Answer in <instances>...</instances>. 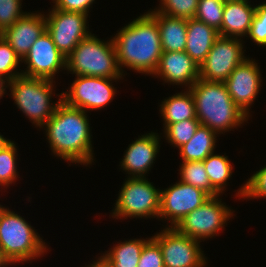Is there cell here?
Wrapping results in <instances>:
<instances>
[{"label": "cell", "mask_w": 266, "mask_h": 267, "mask_svg": "<svg viewBox=\"0 0 266 267\" xmlns=\"http://www.w3.org/2000/svg\"><path fill=\"white\" fill-rule=\"evenodd\" d=\"M47 247L22 216L0 204V248L12 264L38 259Z\"/></svg>", "instance_id": "277c9868"}, {"label": "cell", "mask_w": 266, "mask_h": 267, "mask_svg": "<svg viewBox=\"0 0 266 267\" xmlns=\"http://www.w3.org/2000/svg\"><path fill=\"white\" fill-rule=\"evenodd\" d=\"M147 239V240H146ZM130 239L120 243L101 254L109 267H138L141 251L150 239Z\"/></svg>", "instance_id": "cb8c5ba5"}, {"label": "cell", "mask_w": 266, "mask_h": 267, "mask_svg": "<svg viewBox=\"0 0 266 267\" xmlns=\"http://www.w3.org/2000/svg\"><path fill=\"white\" fill-rule=\"evenodd\" d=\"M152 238L159 244L165 267H206L200 242L166 227Z\"/></svg>", "instance_id": "9c48e42d"}, {"label": "cell", "mask_w": 266, "mask_h": 267, "mask_svg": "<svg viewBox=\"0 0 266 267\" xmlns=\"http://www.w3.org/2000/svg\"><path fill=\"white\" fill-rule=\"evenodd\" d=\"M218 197H209L200 207L181 219L174 228L199 242L217 236L224 224L234 216L232 208L227 207Z\"/></svg>", "instance_id": "ba28073f"}, {"label": "cell", "mask_w": 266, "mask_h": 267, "mask_svg": "<svg viewBox=\"0 0 266 267\" xmlns=\"http://www.w3.org/2000/svg\"><path fill=\"white\" fill-rule=\"evenodd\" d=\"M11 142H12L11 140L4 138L3 135L0 134V150L5 148Z\"/></svg>", "instance_id": "f35d334b"}, {"label": "cell", "mask_w": 266, "mask_h": 267, "mask_svg": "<svg viewBox=\"0 0 266 267\" xmlns=\"http://www.w3.org/2000/svg\"><path fill=\"white\" fill-rule=\"evenodd\" d=\"M180 165L181 182L201 189L210 197L220 196L209 181L203 161H182Z\"/></svg>", "instance_id": "484cf974"}, {"label": "cell", "mask_w": 266, "mask_h": 267, "mask_svg": "<svg viewBox=\"0 0 266 267\" xmlns=\"http://www.w3.org/2000/svg\"><path fill=\"white\" fill-rule=\"evenodd\" d=\"M243 39L219 36L200 65V79L224 82L247 57Z\"/></svg>", "instance_id": "30bf717a"}, {"label": "cell", "mask_w": 266, "mask_h": 267, "mask_svg": "<svg viewBox=\"0 0 266 267\" xmlns=\"http://www.w3.org/2000/svg\"><path fill=\"white\" fill-rule=\"evenodd\" d=\"M21 1L22 0H0V34L26 13L21 9Z\"/></svg>", "instance_id": "836d02e7"}, {"label": "cell", "mask_w": 266, "mask_h": 267, "mask_svg": "<svg viewBox=\"0 0 266 267\" xmlns=\"http://www.w3.org/2000/svg\"><path fill=\"white\" fill-rule=\"evenodd\" d=\"M210 196L192 185L181 181L161 190L158 218L170 221L167 227H175L187 214L200 207Z\"/></svg>", "instance_id": "4fadbf2b"}, {"label": "cell", "mask_w": 266, "mask_h": 267, "mask_svg": "<svg viewBox=\"0 0 266 267\" xmlns=\"http://www.w3.org/2000/svg\"><path fill=\"white\" fill-rule=\"evenodd\" d=\"M46 31L42 13L26 12L12 26L0 34L22 60L35 41Z\"/></svg>", "instance_id": "ac0fdd59"}, {"label": "cell", "mask_w": 266, "mask_h": 267, "mask_svg": "<svg viewBox=\"0 0 266 267\" xmlns=\"http://www.w3.org/2000/svg\"><path fill=\"white\" fill-rule=\"evenodd\" d=\"M75 76L122 78L113 39L102 41L90 33L66 58V69Z\"/></svg>", "instance_id": "5b68a950"}, {"label": "cell", "mask_w": 266, "mask_h": 267, "mask_svg": "<svg viewBox=\"0 0 266 267\" xmlns=\"http://www.w3.org/2000/svg\"><path fill=\"white\" fill-rule=\"evenodd\" d=\"M225 1L198 0L194 18L219 31L221 29Z\"/></svg>", "instance_id": "83f0119b"}, {"label": "cell", "mask_w": 266, "mask_h": 267, "mask_svg": "<svg viewBox=\"0 0 266 267\" xmlns=\"http://www.w3.org/2000/svg\"><path fill=\"white\" fill-rule=\"evenodd\" d=\"M219 36V32L206 23L195 18L187 19L185 52L200 66Z\"/></svg>", "instance_id": "44dd1931"}, {"label": "cell", "mask_w": 266, "mask_h": 267, "mask_svg": "<svg viewBox=\"0 0 266 267\" xmlns=\"http://www.w3.org/2000/svg\"><path fill=\"white\" fill-rule=\"evenodd\" d=\"M159 143L160 137L154 132L136 138L124 153L121 169L128 173V177H146L161 147Z\"/></svg>", "instance_id": "e0dca14e"}, {"label": "cell", "mask_w": 266, "mask_h": 267, "mask_svg": "<svg viewBox=\"0 0 266 267\" xmlns=\"http://www.w3.org/2000/svg\"><path fill=\"white\" fill-rule=\"evenodd\" d=\"M204 166L212 187L221 195L228 180L232 177L233 165L228 156L211 153L204 161Z\"/></svg>", "instance_id": "d4e9b609"}, {"label": "cell", "mask_w": 266, "mask_h": 267, "mask_svg": "<svg viewBox=\"0 0 266 267\" xmlns=\"http://www.w3.org/2000/svg\"><path fill=\"white\" fill-rule=\"evenodd\" d=\"M112 39L122 74L123 67L139 74H154L163 51L158 25L148 13L133 19Z\"/></svg>", "instance_id": "7a4b0ae2"}, {"label": "cell", "mask_w": 266, "mask_h": 267, "mask_svg": "<svg viewBox=\"0 0 266 267\" xmlns=\"http://www.w3.org/2000/svg\"><path fill=\"white\" fill-rule=\"evenodd\" d=\"M138 267H165L159 244L152 237L141 251Z\"/></svg>", "instance_id": "e575fe53"}, {"label": "cell", "mask_w": 266, "mask_h": 267, "mask_svg": "<svg viewBox=\"0 0 266 267\" xmlns=\"http://www.w3.org/2000/svg\"><path fill=\"white\" fill-rule=\"evenodd\" d=\"M256 6L249 0H226L223 10L220 36L243 38L249 33Z\"/></svg>", "instance_id": "d6986e66"}, {"label": "cell", "mask_w": 266, "mask_h": 267, "mask_svg": "<svg viewBox=\"0 0 266 267\" xmlns=\"http://www.w3.org/2000/svg\"><path fill=\"white\" fill-rule=\"evenodd\" d=\"M261 69L255 59L246 58L224 81L233 102L249 117L250 106L262 87Z\"/></svg>", "instance_id": "9a60e30c"}, {"label": "cell", "mask_w": 266, "mask_h": 267, "mask_svg": "<svg viewBox=\"0 0 266 267\" xmlns=\"http://www.w3.org/2000/svg\"><path fill=\"white\" fill-rule=\"evenodd\" d=\"M27 65L22 75L53 80L59 70L66 69V58L57 49L50 34L45 31L22 59Z\"/></svg>", "instance_id": "5bb4252c"}, {"label": "cell", "mask_w": 266, "mask_h": 267, "mask_svg": "<svg viewBox=\"0 0 266 267\" xmlns=\"http://www.w3.org/2000/svg\"><path fill=\"white\" fill-rule=\"evenodd\" d=\"M95 0H55L53 8L71 11L81 12L88 15L89 8Z\"/></svg>", "instance_id": "d590c367"}, {"label": "cell", "mask_w": 266, "mask_h": 267, "mask_svg": "<svg viewBox=\"0 0 266 267\" xmlns=\"http://www.w3.org/2000/svg\"><path fill=\"white\" fill-rule=\"evenodd\" d=\"M12 265L11 261L5 256L4 252L0 248V267H7Z\"/></svg>", "instance_id": "74e56055"}, {"label": "cell", "mask_w": 266, "mask_h": 267, "mask_svg": "<svg viewBox=\"0 0 266 267\" xmlns=\"http://www.w3.org/2000/svg\"><path fill=\"white\" fill-rule=\"evenodd\" d=\"M215 131L208 126L199 125L194 136L184 145L179 147L182 161H204L216 148Z\"/></svg>", "instance_id": "603a6c76"}, {"label": "cell", "mask_w": 266, "mask_h": 267, "mask_svg": "<svg viewBox=\"0 0 266 267\" xmlns=\"http://www.w3.org/2000/svg\"><path fill=\"white\" fill-rule=\"evenodd\" d=\"M200 122L197 118L169 124L163 131L168 143L174 147H181L195 134Z\"/></svg>", "instance_id": "4316f807"}, {"label": "cell", "mask_w": 266, "mask_h": 267, "mask_svg": "<svg viewBox=\"0 0 266 267\" xmlns=\"http://www.w3.org/2000/svg\"><path fill=\"white\" fill-rule=\"evenodd\" d=\"M160 6L155 8L159 13L190 19L194 18L198 0H160Z\"/></svg>", "instance_id": "4dcf8cb0"}, {"label": "cell", "mask_w": 266, "mask_h": 267, "mask_svg": "<svg viewBox=\"0 0 266 267\" xmlns=\"http://www.w3.org/2000/svg\"><path fill=\"white\" fill-rule=\"evenodd\" d=\"M170 95L160 104V113L164 121V129L172 123L197 118L195 101L189 89Z\"/></svg>", "instance_id": "7402d4cb"}, {"label": "cell", "mask_w": 266, "mask_h": 267, "mask_svg": "<svg viewBox=\"0 0 266 267\" xmlns=\"http://www.w3.org/2000/svg\"><path fill=\"white\" fill-rule=\"evenodd\" d=\"M54 80L20 75L7 83L14 103L35 127L43 128L52 117L62 100V93L57 95V103H52Z\"/></svg>", "instance_id": "8992f818"}, {"label": "cell", "mask_w": 266, "mask_h": 267, "mask_svg": "<svg viewBox=\"0 0 266 267\" xmlns=\"http://www.w3.org/2000/svg\"><path fill=\"white\" fill-rule=\"evenodd\" d=\"M253 43L259 46H266V3L256 4L255 15L250 26L248 36Z\"/></svg>", "instance_id": "d6a6232c"}, {"label": "cell", "mask_w": 266, "mask_h": 267, "mask_svg": "<svg viewBox=\"0 0 266 267\" xmlns=\"http://www.w3.org/2000/svg\"><path fill=\"white\" fill-rule=\"evenodd\" d=\"M17 148L12 141L5 148L0 150V186L9 187L18 178L16 166Z\"/></svg>", "instance_id": "f546056e"}, {"label": "cell", "mask_w": 266, "mask_h": 267, "mask_svg": "<svg viewBox=\"0 0 266 267\" xmlns=\"http://www.w3.org/2000/svg\"><path fill=\"white\" fill-rule=\"evenodd\" d=\"M121 78L76 76L69 91L62 92V100L69 106L84 111L101 109L110 103L116 94V82Z\"/></svg>", "instance_id": "7c38bea8"}, {"label": "cell", "mask_w": 266, "mask_h": 267, "mask_svg": "<svg viewBox=\"0 0 266 267\" xmlns=\"http://www.w3.org/2000/svg\"><path fill=\"white\" fill-rule=\"evenodd\" d=\"M97 259L96 261H93L91 265H87V267H109V265L105 262V260L101 256H99V258Z\"/></svg>", "instance_id": "8d00e7d4"}, {"label": "cell", "mask_w": 266, "mask_h": 267, "mask_svg": "<svg viewBox=\"0 0 266 267\" xmlns=\"http://www.w3.org/2000/svg\"><path fill=\"white\" fill-rule=\"evenodd\" d=\"M118 195L112 210L113 218L158 219L161 190L155 188L146 177H128Z\"/></svg>", "instance_id": "52a82bcc"}, {"label": "cell", "mask_w": 266, "mask_h": 267, "mask_svg": "<svg viewBox=\"0 0 266 267\" xmlns=\"http://www.w3.org/2000/svg\"><path fill=\"white\" fill-rule=\"evenodd\" d=\"M88 112L67 105L63 100L43 126L53 155L64 161L91 165L93 146Z\"/></svg>", "instance_id": "6da1fadb"}, {"label": "cell", "mask_w": 266, "mask_h": 267, "mask_svg": "<svg viewBox=\"0 0 266 267\" xmlns=\"http://www.w3.org/2000/svg\"><path fill=\"white\" fill-rule=\"evenodd\" d=\"M239 198H266V166L256 171L235 195Z\"/></svg>", "instance_id": "1f68e13d"}, {"label": "cell", "mask_w": 266, "mask_h": 267, "mask_svg": "<svg viewBox=\"0 0 266 267\" xmlns=\"http://www.w3.org/2000/svg\"><path fill=\"white\" fill-rule=\"evenodd\" d=\"M147 13L156 21L163 52L185 51L187 42V19L168 16L155 9Z\"/></svg>", "instance_id": "ffe728a7"}, {"label": "cell", "mask_w": 266, "mask_h": 267, "mask_svg": "<svg viewBox=\"0 0 266 267\" xmlns=\"http://www.w3.org/2000/svg\"><path fill=\"white\" fill-rule=\"evenodd\" d=\"M201 125L208 126L218 135L238 128L248 116L233 102L224 82L198 79L190 88Z\"/></svg>", "instance_id": "3957f363"}, {"label": "cell", "mask_w": 266, "mask_h": 267, "mask_svg": "<svg viewBox=\"0 0 266 267\" xmlns=\"http://www.w3.org/2000/svg\"><path fill=\"white\" fill-rule=\"evenodd\" d=\"M20 62H22L20 57L0 35V79L8 83L22 75V71L17 72L16 69Z\"/></svg>", "instance_id": "f1b7e54d"}, {"label": "cell", "mask_w": 266, "mask_h": 267, "mask_svg": "<svg viewBox=\"0 0 266 267\" xmlns=\"http://www.w3.org/2000/svg\"><path fill=\"white\" fill-rule=\"evenodd\" d=\"M87 18L88 15L81 12L55 8L45 15L46 31L65 58L91 33Z\"/></svg>", "instance_id": "8fae6325"}, {"label": "cell", "mask_w": 266, "mask_h": 267, "mask_svg": "<svg viewBox=\"0 0 266 267\" xmlns=\"http://www.w3.org/2000/svg\"><path fill=\"white\" fill-rule=\"evenodd\" d=\"M7 83L0 79V99L4 96L6 93Z\"/></svg>", "instance_id": "ab89813d"}, {"label": "cell", "mask_w": 266, "mask_h": 267, "mask_svg": "<svg viewBox=\"0 0 266 267\" xmlns=\"http://www.w3.org/2000/svg\"><path fill=\"white\" fill-rule=\"evenodd\" d=\"M154 75L164 83L189 89L200 78V66L185 51L162 52Z\"/></svg>", "instance_id": "2e32d148"}]
</instances>
